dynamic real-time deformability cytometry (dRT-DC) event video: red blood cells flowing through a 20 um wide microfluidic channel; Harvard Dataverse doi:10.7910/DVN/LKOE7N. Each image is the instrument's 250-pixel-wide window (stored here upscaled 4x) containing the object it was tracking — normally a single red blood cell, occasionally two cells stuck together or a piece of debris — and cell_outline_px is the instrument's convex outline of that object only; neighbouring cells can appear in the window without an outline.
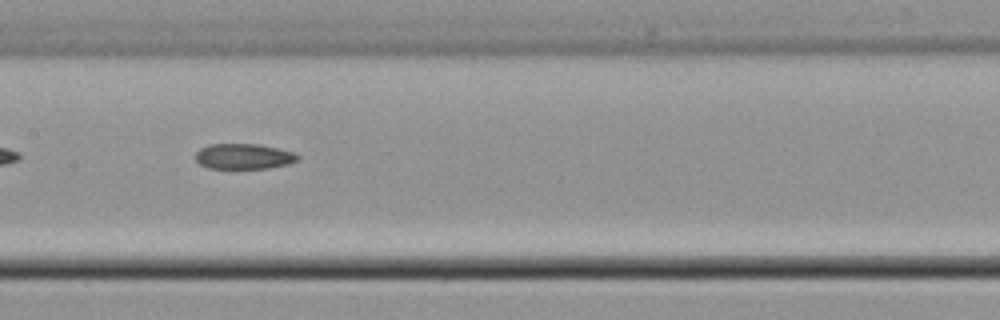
{"species": "common noctule bat (a hibernating species)", "species_latin": "Nyctalus noctula", "temperature_condition": "cold", "stored_images_in_passage": 34, "camera_frame_rate_fps": 3000, "um_per_image_px": 0.085, "animal": {"sex": "male", "body_mass_g": 21.5, "forearm_length_mm": 52.0}, "frame": {"image": 1, "passage_image": 10, "time_ms": 3.0, "image_size_px": [1000, 320], "cell_outline_px": [[300, 156], [296, 160], [288, 164], [268, 168], [208, 168], [200, 164], [196, 160], [196, 152], [200, 148], [208, 144], [260, 144], [296, 152]], "centroid_in_image_um": [20.72, 13.28], "position_along_channel_um": 186.7, "area_um2": 15.2}}